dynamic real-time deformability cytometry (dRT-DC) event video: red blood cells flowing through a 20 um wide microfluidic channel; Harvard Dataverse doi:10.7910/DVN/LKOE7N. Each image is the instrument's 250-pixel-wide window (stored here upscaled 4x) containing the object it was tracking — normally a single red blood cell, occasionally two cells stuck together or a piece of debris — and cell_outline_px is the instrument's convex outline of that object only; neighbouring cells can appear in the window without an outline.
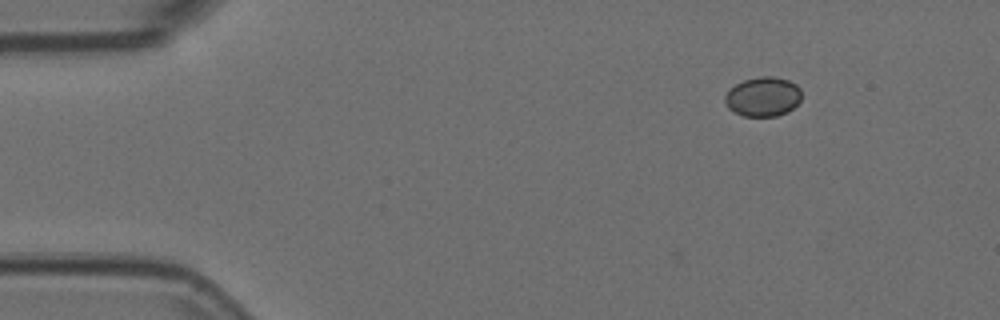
{"species": "Egyptian fruit bat (a non-hibernating species)", "species_latin": "Rousettus aegyptiacus", "temperature_condition": "room temperature", "stored_images_in_passage": 2, "camera_frame_rate_fps": 3000, "um_per_image_px": 0.085, "animal": {"sex": "female"}, "frame": {"image": 1, "passage_image": 2, "time_ms": 0.333, "image_size_px": [1000, 320], "cell_outline_px": [[800, 100], [788, 112], [776, 116], [744, 116], [728, 108], [724, 104], [724, 96], [736, 84], [744, 80], [760, 76], [772, 76], [788, 80], [796, 84], [800, 88]], "centroid_in_image_um": [64.85, 8.22], "position_along_channel_um": 20.2, "area_um2": 17.51}}